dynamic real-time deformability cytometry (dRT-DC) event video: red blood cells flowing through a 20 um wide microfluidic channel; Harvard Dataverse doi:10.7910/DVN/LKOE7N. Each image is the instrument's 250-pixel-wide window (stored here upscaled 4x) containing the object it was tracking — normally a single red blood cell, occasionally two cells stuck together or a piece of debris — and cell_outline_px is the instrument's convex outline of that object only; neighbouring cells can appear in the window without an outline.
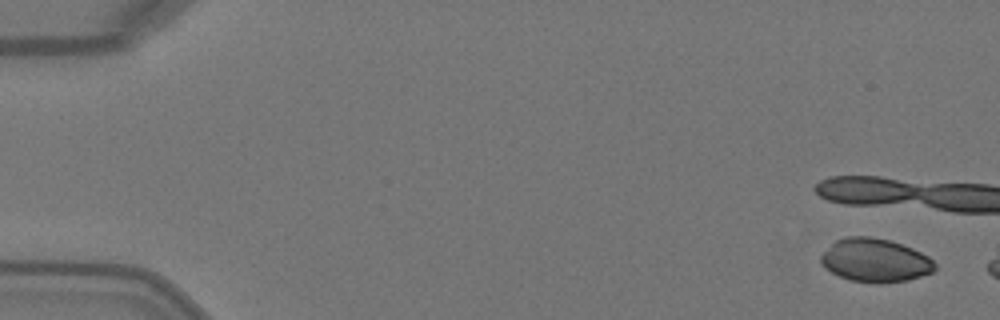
{"species": "Egyptian fruit bat (a non-hibernating species)", "species_latin": "Rousettus aegyptiacus", "temperature_condition": "warm", "stored_images_in_passage": 5, "camera_frame_rate_fps": 3000, "um_per_image_px": 0.085, "animal": {"sex": "female"}, "frame": {"image": 1, "passage_image": 1, "time_ms": 0.0, "image_size_px": [1000, 320], "cell_outline_px": [[936, 268], [932, 272], [908, 280], [880, 284], [848, 280], [824, 268], [820, 264], [820, 256], [836, 240], [848, 236], [868, 236], [892, 240], [912, 248], [928, 256], [936, 264]], "centroid_in_image_um": [74.38, 22.13], "position_along_channel_um": 10.6, "area_um2": 29.02}}